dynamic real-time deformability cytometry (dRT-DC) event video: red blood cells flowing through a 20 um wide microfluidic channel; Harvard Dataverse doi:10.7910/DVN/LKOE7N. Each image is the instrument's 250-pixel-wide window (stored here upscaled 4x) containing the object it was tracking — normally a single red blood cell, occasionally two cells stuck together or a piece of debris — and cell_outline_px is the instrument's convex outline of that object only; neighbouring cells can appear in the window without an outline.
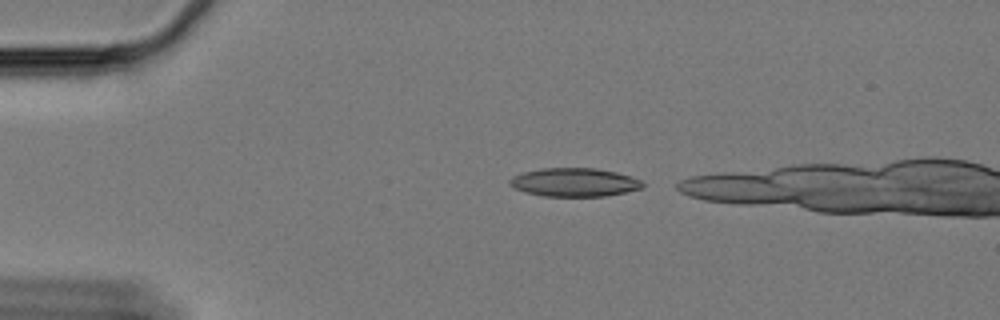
{"species": "Egyptian fruit bat (a non-hibernating species)", "species_latin": "Rousettus aegyptiacus", "temperature_condition": "cold", "stored_images_in_passage": 11, "camera_frame_rate_fps": 3000, "um_per_image_px": 0.085, "animal": {"sex": "female"}, "frame": {"image": 1, "passage_image": 1, "time_ms": 0.0, "image_size_px": [1000, 320], "cell_outline_px": [[644, 188], [604, 196], [544, 196], [524, 192], [508, 184], [508, 180], [512, 176], [524, 172], [540, 168], [596, 168], [616, 172], [640, 180], [644, 184]], "centroid_in_image_um": [48.79, 15.49], "position_along_channel_um": 36.2, "area_um2": 22.02}}
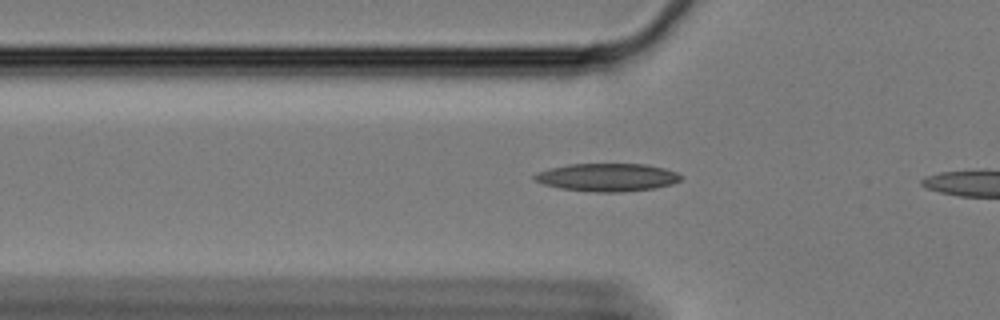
{"frame": {"image": 2, "passage_image": 8, "time_ms": 2.333, "image_size_px": [1000, 320], "cell_outline_px": [[680, 180], [672, 184], [656, 188], [620, 192], [596, 192], [560, 188], [544, 184], [536, 180], [532, 176], [536, 172], [548, 168], [568, 164], [648, 164], [664, 168], [676, 172], [680, 176]], "centroid_in_image_um": [51.6, 15.06], "position_along_channel_um": 74.2, "area_um2": 23.81}}